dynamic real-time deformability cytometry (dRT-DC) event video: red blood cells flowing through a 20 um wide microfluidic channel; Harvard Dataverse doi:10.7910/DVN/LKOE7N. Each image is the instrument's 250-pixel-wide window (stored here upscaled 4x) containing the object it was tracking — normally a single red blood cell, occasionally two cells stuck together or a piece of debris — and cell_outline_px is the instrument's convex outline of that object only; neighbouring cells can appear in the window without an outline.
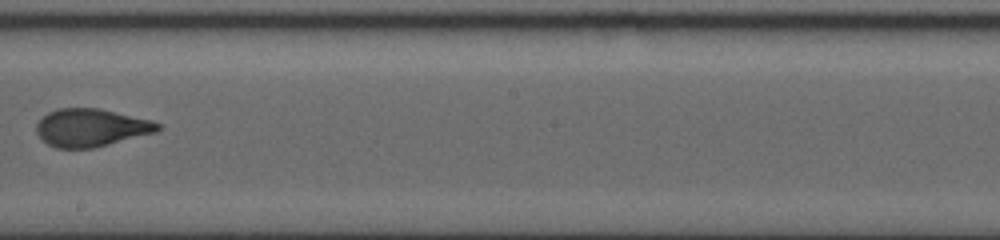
{"species": "human", "species_latin": "Homo sapiens", "temperature_condition": "warm", "stored_images_in_passage": 31, "segment_of_instrument_passage": [2, 2], "camera_frame_rate_fps": 3000, "um_per_image_px": 0.085, "donor": {"sex": "female"}, "frame": {"image": 1, "passage_image": 16, "time_ms": 16.333, "image_size_px": [1000, 240], "cell_outline_px": [[160, 128], [156, 132], [92, 148], [56, 148], [48, 144], [36, 132], [36, 124], [48, 112], [56, 108], [100, 108], [152, 120], [160, 124]], "centroid_in_image_um": [7.73, 10.84], "position_along_channel_um": 240.5, "area_um2": 26.59}}
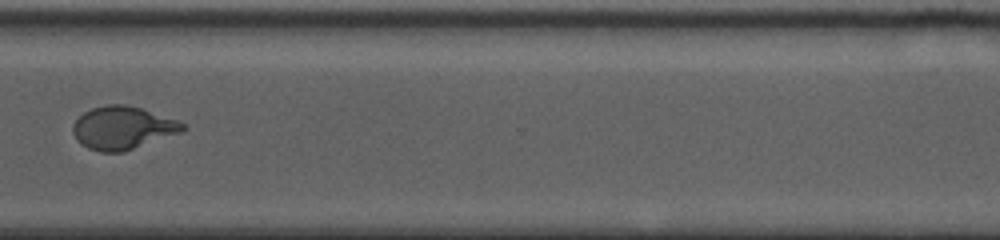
{"frame": {"image": 2, "passage_image": 24, "time_ms": 20.333, "image_size_px": [1000, 240], "cell_outline_px": [[188, 128], [180, 132], [124, 152], [100, 152], [88, 148], [76, 140], [72, 132], [72, 124], [84, 112], [92, 108], [104, 104], [124, 104], [140, 108], [176, 120], [184, 124]], "centroid_in_image_um": [10.38, 10.87], "position_along_channel_um": 360.2, "area_um2": 27.34}}